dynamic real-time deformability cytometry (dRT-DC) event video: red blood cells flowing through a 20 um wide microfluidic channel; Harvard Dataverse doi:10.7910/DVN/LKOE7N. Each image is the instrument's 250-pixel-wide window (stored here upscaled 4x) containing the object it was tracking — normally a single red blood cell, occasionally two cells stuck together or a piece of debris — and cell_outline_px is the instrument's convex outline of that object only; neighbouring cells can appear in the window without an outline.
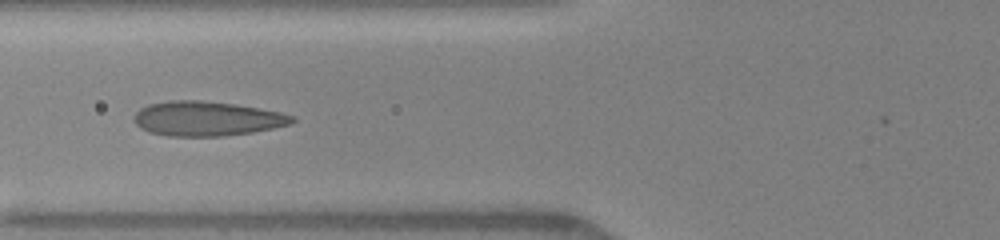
{"species": "human", "species_latin": "Homo sapiens", "temperature_condition": "warm", "stored_images_in_passage": 8, "camera_frame_rate_fps": 3000, "um_per_image_px": 0.085, "donor": {"sex": "female"}, "frame": {"image": 1, "passage_image": 7, "time_ms": 1.0, "image_size_px": [1000, 240], "cell_outline_px": [[296, 120], [292, 124], [252, 132], [220, 136], [168, 136], [148, 132], [140, 128], [132, 120], [136, 112], [140, 108], [148, 104], [168, 100], [200, 100], [236, 104], [280, 112], [296, 116]], "centroid_in_image_um": [17.56, 10.08], "position_along_channel_um": 108.2, "area_um2": 32.08}}